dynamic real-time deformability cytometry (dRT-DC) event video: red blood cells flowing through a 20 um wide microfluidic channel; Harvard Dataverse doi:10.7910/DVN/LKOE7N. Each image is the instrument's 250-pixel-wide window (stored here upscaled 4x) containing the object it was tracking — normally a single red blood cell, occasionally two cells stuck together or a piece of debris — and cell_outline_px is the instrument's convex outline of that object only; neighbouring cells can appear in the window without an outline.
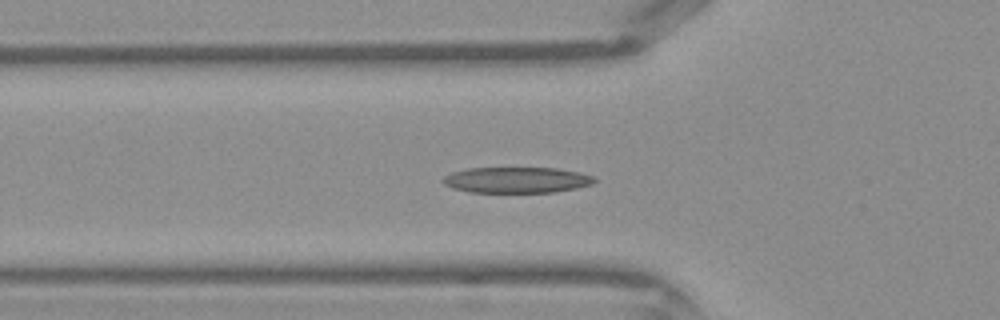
{"species": "Egyptian fruit bat (a non-hibernating species)", "species_latin": "Rousettus aegyptiacus", "temperature_condition": "warm", "stored_images_in_passage": 43, "camera_frame_rate_fps": 3000, "um_per_image_px": 0.085, "frame": {"image": 1, "passage_image": 14, "time_ms": 4.333, "image_size_px": [1000, 320], "cell_outline_px": [[596, 180], [592, 184], [576, 188], [556, 192], [468, 192], [452, 188], [444, 184], [440, 180], [444, 176], [452, 172], [468, 168], [556, 168], [580, 172], [592, 176]], "centroid_in_image_um": [43.89, 15.3], "position_along_channel_um": 81.9, "area_um2": 22.89}}
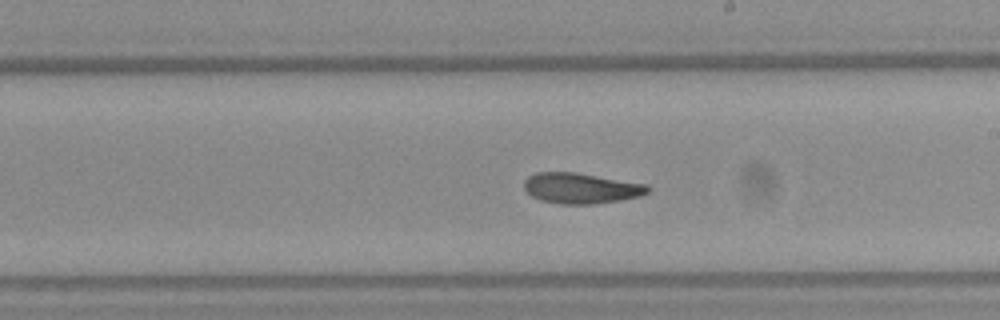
{"frame": {"image": 2, "passage_image": 24, "time_ms": 7.667, "image_size_px": [1000, 320], "cell_outline_px": [[652, 188], [648, 192], [640, 196], [620, 200], [596, 204], [560, 204], [540, 200], [532, 196], [524, 188], [524, 180], [528, 176], [536, 172], [576, 172], [648, 184]], "centroid_in_image_um": [49.4, 15.99], "position_along_channel_um": 239.6, "area_um2": 22.25}}
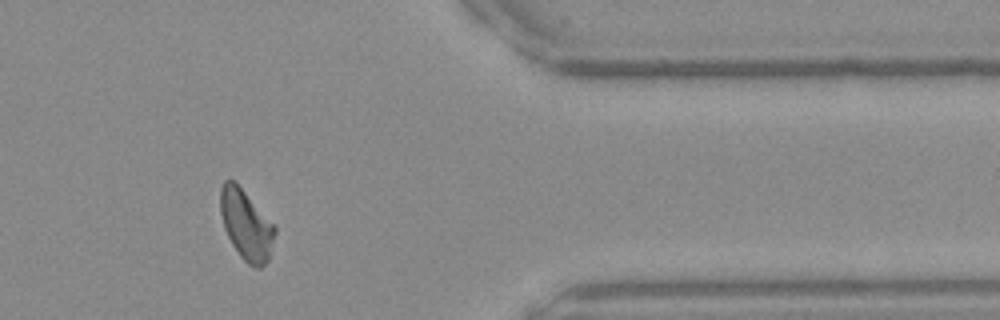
{"frame": {"image": 3, "passage_image": 35, "time_ms": 11.333, "image_size_px": [1000, 320], "cell_outline_px": [[276, 232], [268, 260], [260, 268], [256, 268], [248, 264], [240, 256], [232, 244], [224, 228], [220, 212], [220, 188], [224, 180], [232, 180], [244, 192], [276, 228]], "centroid_in_image_um": [20.9, 19.14], "position_along_channel_um": 390.5, "area_um2": 21.68}}